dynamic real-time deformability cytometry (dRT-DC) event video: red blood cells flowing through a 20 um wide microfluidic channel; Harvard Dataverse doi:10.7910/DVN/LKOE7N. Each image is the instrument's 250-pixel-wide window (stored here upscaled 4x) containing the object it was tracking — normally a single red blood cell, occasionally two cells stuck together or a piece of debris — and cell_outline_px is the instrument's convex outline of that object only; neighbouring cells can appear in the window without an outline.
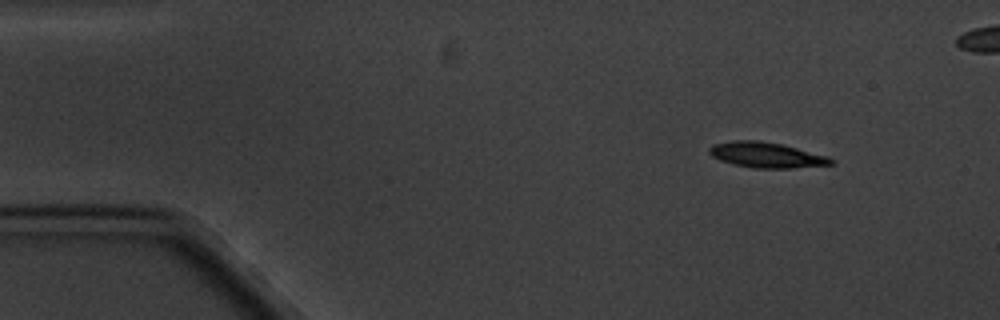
{"species": "common noctule bat (a hibernating species)", "species_latin": "Nyctalus noctula", "temperature_condition": "cold", "stored_images_in_passage": 5, "camera_frame_rate_fps": 3000, "um_per_image_px": 0.085, "animal": {"sex": "male", "body_mass_g": 20.1, "forearm_length_mm": 53.5}, "frame": {"image": 1, "passage_image": 1, "time_ms": 0.0, "image_size_px": [1000, 320], "cell_outline_px": [[836, 164], [792, 168], [752, 168], [732, 164], [720, 160], [712, 156], [708, 152], [708, 148], [712, 144], [732, 140], [756, 140], [780, 144], [828, 156], [836, 160]], "centroid_in_image_um": [65.13, 13.18], "position_along_channel_um": 19.9, "area_um2": 18.15}}